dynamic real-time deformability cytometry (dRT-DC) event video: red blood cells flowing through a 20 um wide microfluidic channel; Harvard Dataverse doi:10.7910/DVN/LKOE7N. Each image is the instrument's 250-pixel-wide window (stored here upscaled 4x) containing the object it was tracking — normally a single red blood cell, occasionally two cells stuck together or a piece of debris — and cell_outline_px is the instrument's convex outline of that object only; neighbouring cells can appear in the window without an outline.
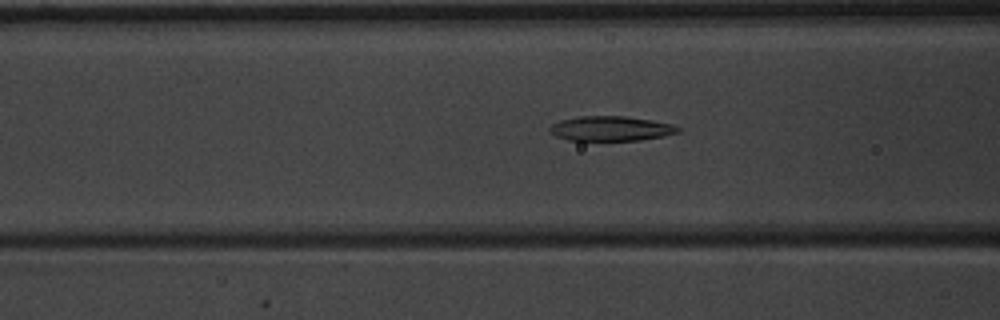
{"species": "common noctule bat (a hibernating species)", "species_latin": "Nyctalus noctula", "temperature_condition": "warm", "stored_images_in_passage": 41, "camera_frame_rate_fps": 3000, "um_per_image_px": 0.085, "animal": {"sex": "male", "body_mass_g": 20.1, "forearm_length_mm": 53.5}, "frame": {"image": 1, "passage_image": 11, "time_ms": 3.333, "image_size_px": [1000, 320], "cell_outline_px": [[680, 132], [664, 136], [640, 140], [568, 140], [556, 136], [548, 132], [548, 128], [552, 124], [560, 120], [576, 116], [624, 116], [652, 120], [672, 124], [680, 128]], "centroid_in_image_um": [51.9, 10.92], "position_along_channel_um": 114.7, "area_um2": 18.61}}
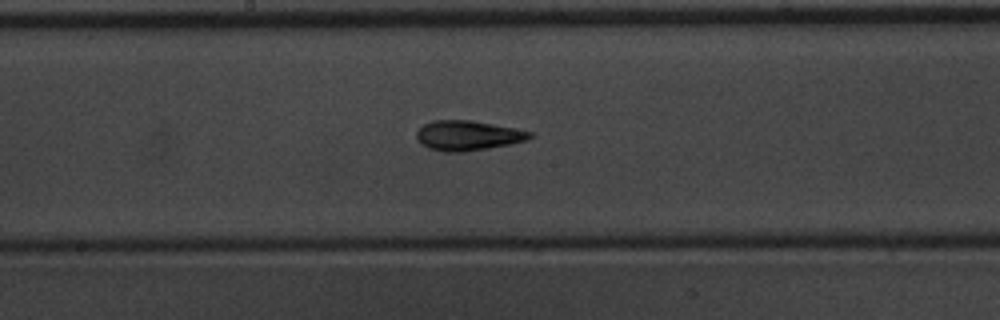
{"frame": {"image": 2, "passage_image": 18, "time_ms": 5.667, "image_size_px": [1000, 320], "cell_outline_px": [[532, 136], [524, 140], [512, 144], [464, 152], [444, 152], [428, 148], [420, 144], [416, 140], [416, 132], [424, 124], [432, 120], [472, 120], [532, 132]], "centroid_in_image_um": [39.7, 11.53], "position_along_channel_um": 208.5, "area_um2": 19.71}}
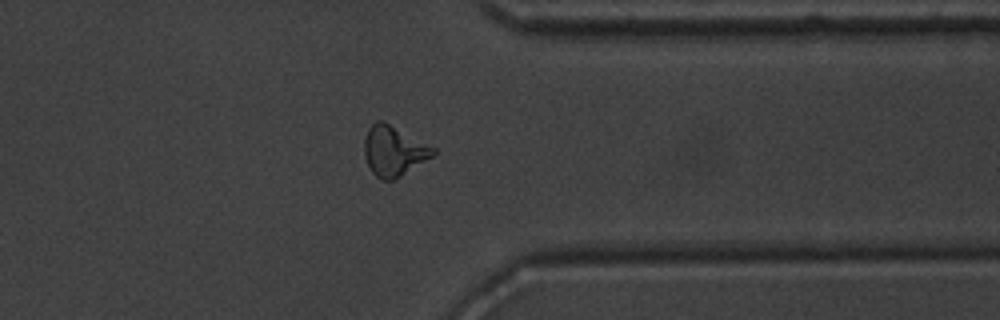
{"frame": {"image": 3, "passage_image": 31, "time_ms": 10.0, "image_size_px": [1000, 320], "cell_outline_px": [[436, 152], [432, 156], [400, 176], [392, 180], [384, 180], [376, 176], [372, 172], [364, 156], [364, 140], [368, 128], [376, 120], [384, 120], [436, 148]], "centroid_in_image_um": [33.45, 12.79], "position_along_channel_um": 378.0, "area_um2": 20.0}, "authors_computed_cell_mechanics": {"area_um2": 19.0162, "velocity_mm_per_s": 3.9966, "shape_relaxation_time_tau1_ms": 5.1521, "shape_relaxation_time_tau2_ms": 2.7109, "deformation_change_tau1": 0.1726, "deformation_change_tau2": 0.1185}}